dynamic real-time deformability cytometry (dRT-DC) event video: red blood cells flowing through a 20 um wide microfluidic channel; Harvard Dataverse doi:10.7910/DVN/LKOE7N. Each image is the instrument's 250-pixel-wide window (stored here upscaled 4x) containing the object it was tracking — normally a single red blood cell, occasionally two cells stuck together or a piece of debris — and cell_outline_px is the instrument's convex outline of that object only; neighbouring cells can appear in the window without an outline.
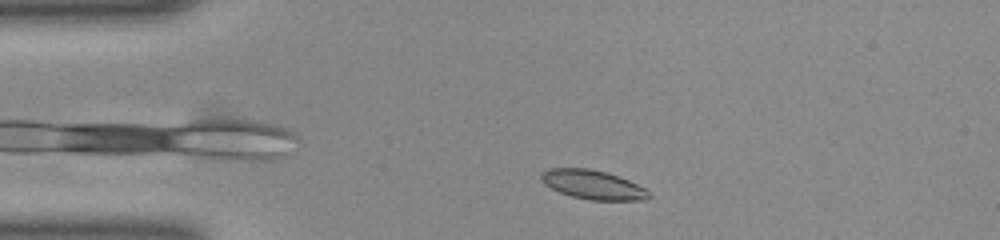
{"species": "common noctule bat (a hibernating species)", "species_latin": "Nyctalus noctula", "temperature_condition": "room temperature", "stored_images_in_passage": 36, "camera_frame_rate_fps": 3000, "um_per_image_px": 0.085, "animal": {"sex": "female", "body_mass_g": 23.0, "forearm_length_mm": 53.4}, "frame": {"image": 1, "passage_image": 4, "time_ms": 1.0, "image_size_px": [1000, 240], "cell_outline_px": [[652, 196], [644, 200], [592, 200], [572, 196], [560, 192], [544, 184], [540, 180], [540, 176], [548, 168], [588, 168], [604, 172], [628, 180], [644, 188]], "centroid_in_image_um": [50.37, 15.7], "position_along_channel_um": 34.6, "area_um2": 17.98}}
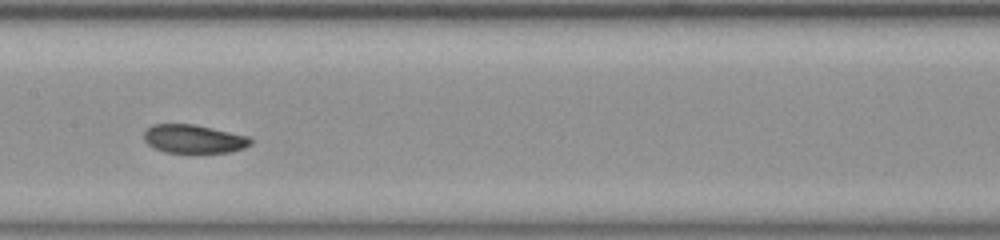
{"frame": {"image": 2, "passage_image": 19, "time_ms": 6.0, "image_size_px": [1000, 240], "cell_outline_px": [[252, 144], [244, 148], [228, 152], [164, 152], [152, 148], [144, 140], [144, 132], [152, 124], [192, 124], [212, 128], [248, 136], [252, 140]], "centroid_in_image_um": [16.44, 11.81], "position_along_channel_um": 191.0, "area_um2": 17.63}}
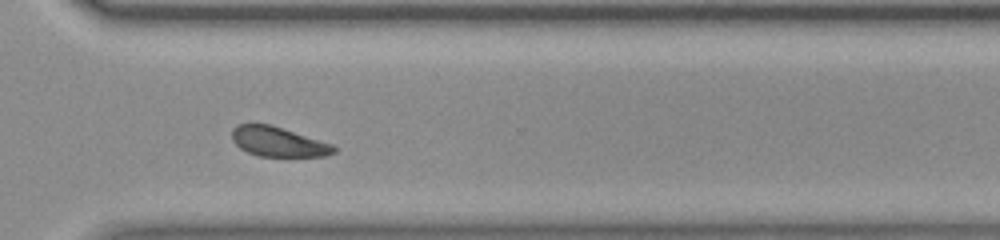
{"frame": {"image": 3, "passage_image": 31, "time_ms": 10.0, "image_size_px": [1000, 240], "cell_outline_px": [[336, 152], [324, 156], [260, 156], [248, 152], [240, 148], [232, 140], [232, 128], [236, 124], [268, 124], [332, 144], [336, 148]], "centroid_in_image_um": [23.61, 12.05], "position_along_channel_um": 347.0, "area_um2": 17.34}, "authors_computed_cell_mechanics": {"area_um2": 18.2937, "velocity_mm_per_s": 3.8979, "shape_relaxation_time_tau1_ms": null, "shape_relaxation_time_tau2_ms": 2.9599, "deformation_change_tau1": null, "deformation_change_tau2": 0.0671}}